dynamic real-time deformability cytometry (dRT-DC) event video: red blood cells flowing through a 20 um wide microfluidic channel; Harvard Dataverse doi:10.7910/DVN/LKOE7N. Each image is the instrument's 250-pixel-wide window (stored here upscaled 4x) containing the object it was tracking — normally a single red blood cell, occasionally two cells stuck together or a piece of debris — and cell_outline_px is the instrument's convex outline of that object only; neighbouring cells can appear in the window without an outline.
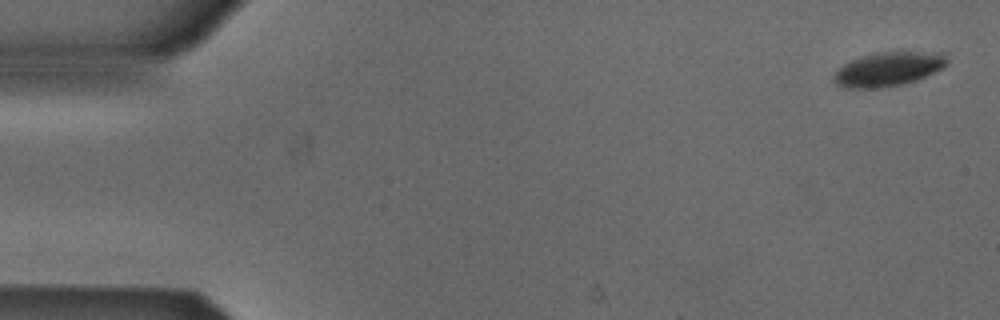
{"species": "Egyptian fruit bat (a non-hibernating species)", "species_latin": "Rousettus aegyptiacus", "temperature_condition": "cold", "stored_images_in_passage": 8, "camera_frame_rate_fps": 3000, "um_per_image_px": 0.085, "animal": {"sex": "male"}, "frame": {"image": 1, "passage_image": 1, "time_ms": 0.0, "image_size_px": [1000, 320], "cell_outline_px": [[948, 60], [940, 68], [916, 80], [904, 84], [876, 88], [840, 88], [832, 80], [832, 76], [844, 64], [852, 60], [864, 56], [880, 52], [940, 52]], "centroid_in_image_um": [75.43, 5.89], "position_along_channel_um": 9.6, "area_um2": 22.08}}
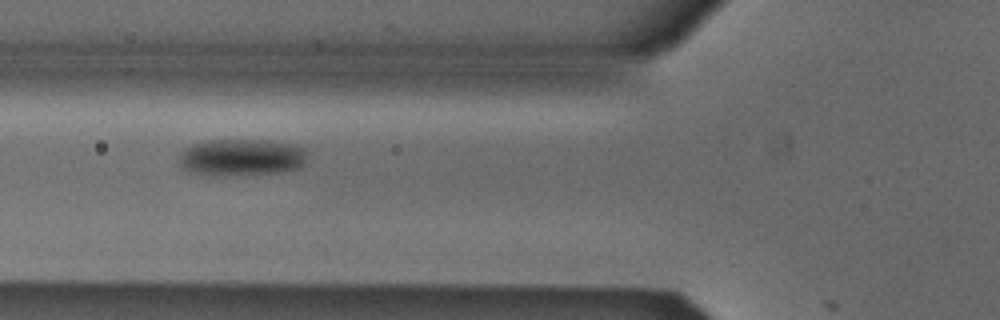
{"frame": {"image": 2, "passage_image": 6, "time_ms": 1.667, "image_size_px": [1000, 320], "cell_outline_px": [[308, 148], [304, 164], [300, 168], [284, 172], [188, 172], [180, 168], [176, 160], [184, 148], [192, 144], [208, 140], [272, 140], [296, 144]], "centroid_in_image_um": [20.58, 13.3], "position_along_channel_um": 105.2, "area_um2": 27.05}}
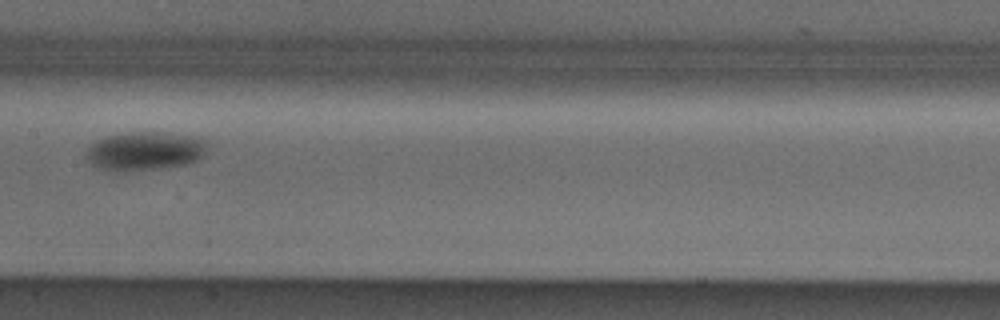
{"frame": {"image": 3, "passage_image": 8, "time_ms": 2.333, "image_size_px": [1000, 320], "cell_outline_px": [[208, 140], [204, 152], [196, 160], [184, 164], [164, 168], [116, 172], [96, 168], [84, 156], [88, 148], [96, 140], [104, 136], [128, 132], [168, 132], [208, 136]], "centroid_in_image_um": [12.33, 12.81], "position_along_channel_um": 195.1, "area_um2": 28.03}}